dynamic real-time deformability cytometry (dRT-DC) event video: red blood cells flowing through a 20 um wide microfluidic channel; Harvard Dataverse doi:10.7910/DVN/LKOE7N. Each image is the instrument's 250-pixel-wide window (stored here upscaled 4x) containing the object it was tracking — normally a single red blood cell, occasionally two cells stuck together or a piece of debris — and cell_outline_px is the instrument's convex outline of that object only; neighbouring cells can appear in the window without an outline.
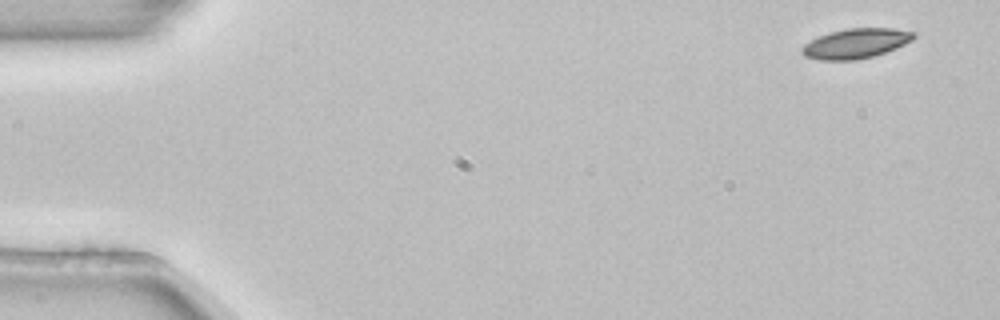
{"species": "common noctule bat (a hibernating species)", "species_latin": "Nyctalus noctula", "temperature_condition": "room temperature", "stored_images_in_passage": 5, "camera_frame_rate_fps": 3000, "um_per_image_px": 0.085, "animal": {"sex": "female", "body_mass_g": 22.7, "forearm_length_mm": 54.2}, "frame": {"image": 1, "passage_image": 1, "time_ms": 0.0, "image_size_px": [1000, 320], "cell_outline_px": [[916, 36], [912, 40], [896, 48], [872, 56], [856, 60], [820, 60], [804, 56], [800, 52], [800, 48], [804, 44], [820, 36], [832, 32], [848, 28], [892, 28], [916, 32]], "centroid_in_image_um": [72.74, 3.69], "position_along_channel_um": 12.3, "area_um2": 19.31}}